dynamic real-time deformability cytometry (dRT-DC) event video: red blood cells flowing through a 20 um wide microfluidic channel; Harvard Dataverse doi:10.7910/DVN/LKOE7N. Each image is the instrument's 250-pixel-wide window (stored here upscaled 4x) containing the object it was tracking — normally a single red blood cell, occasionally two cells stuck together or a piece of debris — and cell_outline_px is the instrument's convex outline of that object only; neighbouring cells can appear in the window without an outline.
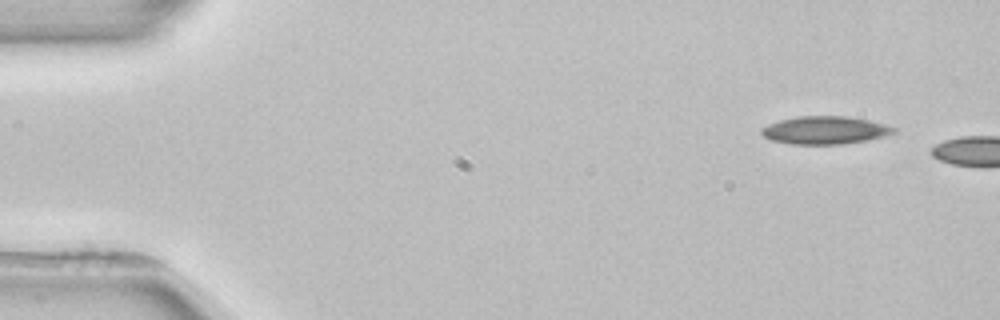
{"species": "common noctule bat (a hibernating species)", "species_latin": "Nyctalus noctula", "temperature_condition": "room temperature", "stored_images_in_passage": 2, "camera_frame_rate_fps": 3000, "um_per_image_px": 0.085, "animal": {"sex": "female", "body_mass_g": 22.7, "forearm_length_mm": 54.2}, "frame": {"image": 1, "passage_image": 1, "time_ms": 0.0, "image_size_px": [1000, 320], "cell_outline_px": [[896, 132], [884, 136], [868, 140], [844, 144], [788, 144], [772, 140], [764, 136], [760, 132], [760, 128], [768, 124], [780, 120], [796, 116], [848, 116], [868, 120], [884, 124], [896, 128]], "centroid_in_image_um": [70.11, 11.06], "position_along_channel_um": 14.9, "area_um2": 21.56}}